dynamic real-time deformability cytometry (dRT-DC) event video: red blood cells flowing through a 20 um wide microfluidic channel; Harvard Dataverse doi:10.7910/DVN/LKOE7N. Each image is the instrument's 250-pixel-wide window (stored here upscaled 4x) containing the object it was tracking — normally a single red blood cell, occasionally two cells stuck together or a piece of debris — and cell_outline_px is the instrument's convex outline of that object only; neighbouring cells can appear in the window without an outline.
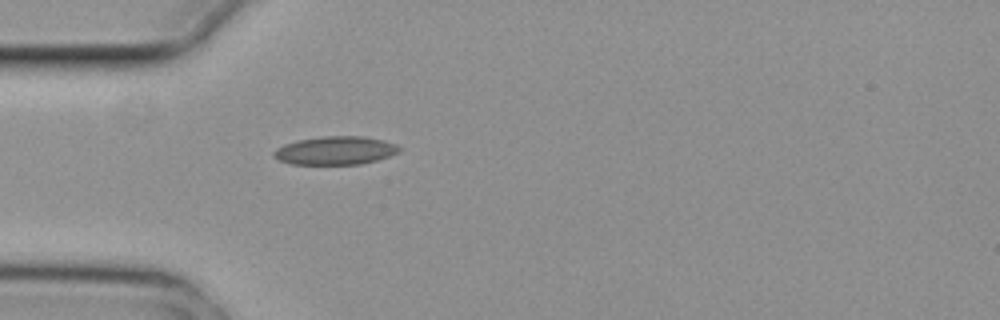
{"species": "common noctule bat (a hibernating species)", "species_latin": "Nyctalus noctula", "temperature_condition": "cold", "stored_images_in_passage": 5, "camera_frame_rate_fps": 3000, "um_per_image_px": 0.085, "animal": {"sex": "female", "body_mass_g": 29.2, "forearm_length_mm": 56.3}, "frame": {"image": 1, "passage_image": 5, "time_ms": 1.333, "image_size_px": [1000, 320], "cell_outline_px": [[404, 148], [400, 152], [376, 160], [360, 164], [292, 164], [280, 160], [272, 156], [272, 152], [276, 148], [284, 144], [296, 140], [324, 136], [364, 136], [384, 140], [396, 144]], "centroid_in_image_um": [28.52, 12.78], "position_along_channel_um": 56.5, "area_um2": 20.87}}